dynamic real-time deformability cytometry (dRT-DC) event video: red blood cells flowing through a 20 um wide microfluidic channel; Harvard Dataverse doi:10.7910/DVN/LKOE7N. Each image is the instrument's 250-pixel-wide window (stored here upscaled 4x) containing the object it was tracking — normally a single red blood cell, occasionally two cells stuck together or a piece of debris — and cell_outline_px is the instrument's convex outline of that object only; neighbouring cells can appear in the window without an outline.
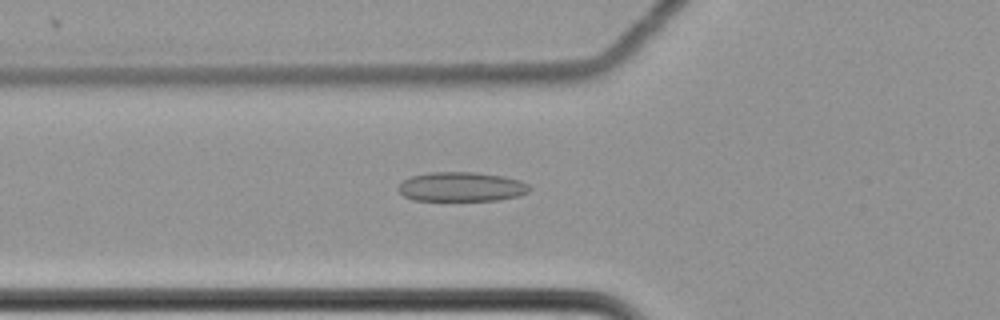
{"species": "common noctule bat (a hibernating species)", "species_latin": "Nyctalus noctula", "temperature_condition": "cold", "stored_images_in_passage": 44, "camera_frame_rate_fps": 3000, "um_per_image_px": 0.085, "animal": {"sex": "female", "body_mass_g": 22.7, "forearm_length_mm": 54.2}, "frame": {"image": 1, "passage_image": 7, "time_ms": 2.0, "image_size_px": [1000, 320], "cell_outline_px": [[532, 188], [528, 192], [516, 196], [496, 200], [416, 200], [404, 196], [396, 188], [404, 180], [412, 176], [432, 172], [476, 172], [504, 176], [520, 180], [528, 184]], "centroid_in_image_um": [39.24, 15.87], "position_along_channel_um": 86.6, "area_um2": 22.37}}
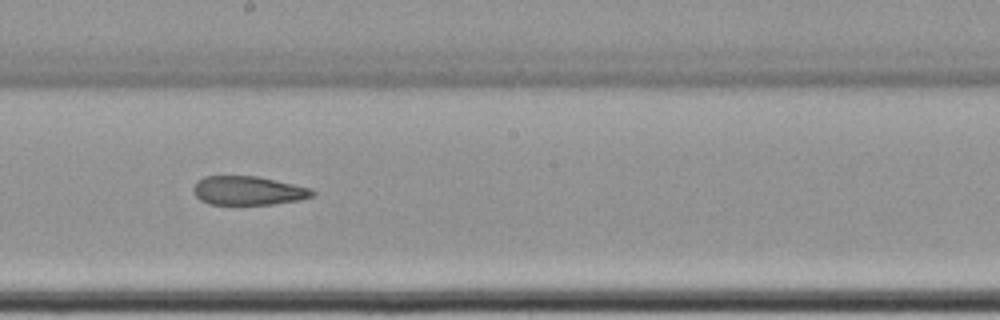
{"frame": {"image": 2, "passage_image": 19, "time_ms": 6.0, "image_size_px": [1000, 320], "cell_outline_px": [[316, 192], [312, 196], [296, 200], [272, 204], [208, 204], [200, 200], [196, 196], [192, 188], [204, 176], [256, 176], [312, 188]], "centroid_in_image_um": [21.08, 16.2], "position_along_channel_um": 227.1, "area_um2": 19.77}}
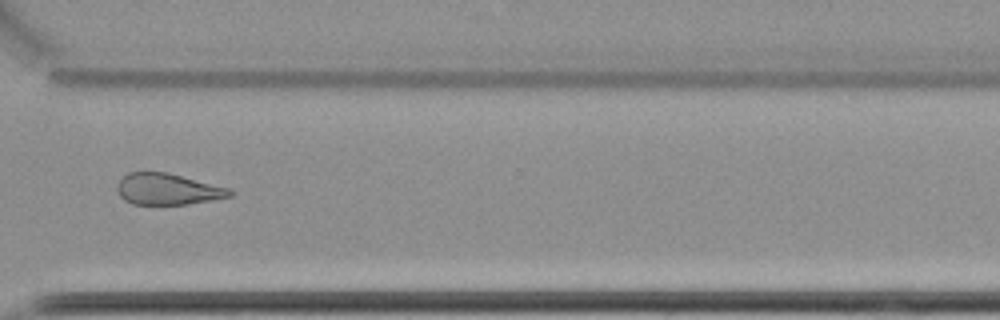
{"frame": {"image": 3, "passage_image": 30, "time_ms": 9.667, "image_size_px": [1000, 320], "cell_outline_px": [[236, 192], [232, 196], [212, 200], [188, 204], [132, 204], [124, 200], [120, 196], [116, 188], [116, 184], [128, 172], [168, 172], [232, 188]], "centroid_in_image_um": [14.3, 16.07], "position_along_channel_um": 356.3, "area_um2": 20.87}, "authors_computed_cell_mechanics": {"area_um2": 21.6461, "velocity_mm_per_s": 3.5085, "shape_relaxation_time_tau1_ms": null, "shape_relaxation_time_tau2_ms": 7.0631, "deformation_change_tau1": null, "deformation_change_tau2": 0.1724}}